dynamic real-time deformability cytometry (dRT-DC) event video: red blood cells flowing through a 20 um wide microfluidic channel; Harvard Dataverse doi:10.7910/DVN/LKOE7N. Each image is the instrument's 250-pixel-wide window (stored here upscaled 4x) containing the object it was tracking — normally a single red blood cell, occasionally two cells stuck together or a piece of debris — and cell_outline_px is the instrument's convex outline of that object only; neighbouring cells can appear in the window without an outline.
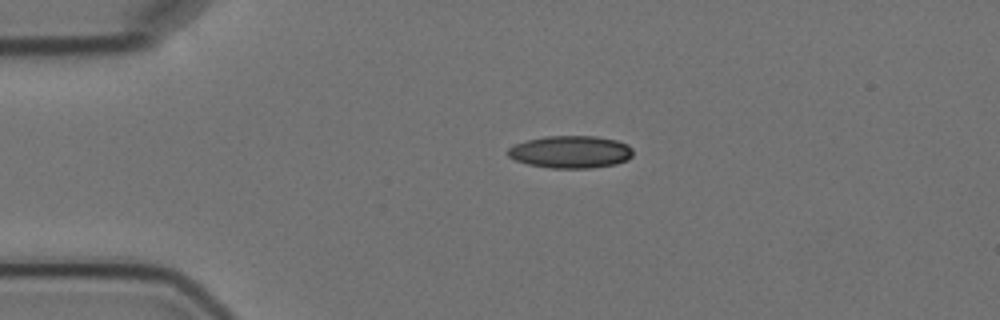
{"species": "Egyptian fruit bat (a non-hibernating species)", "species_latin": "Rousettus aegyptiacus", "temperature_condition": "cold", "stored_images_in_passage": 4, "camera_frame_rate_fps": 3000, "um_per_image_px": 0.085, "animal": {"sex": "female"}, "frame": {"image": 1, "passage_image": 3, "time_ms": 2.667, "image_size_px": [1000, 320], "cell_outline_px": [[632, 156], [628, 160], [616, 164], [592, 168], [548, 168], [528, 164], [516, 160], [508, 156], [508, 148], [516, 144], [528, 140], [544, 136], [596, 136], [616, 140], [628, 144], [632, 148]], "centroid_in_image_um": [48.53, 12.91], "position_along_channel_um": 36.5, "area_um2": 23.7}}